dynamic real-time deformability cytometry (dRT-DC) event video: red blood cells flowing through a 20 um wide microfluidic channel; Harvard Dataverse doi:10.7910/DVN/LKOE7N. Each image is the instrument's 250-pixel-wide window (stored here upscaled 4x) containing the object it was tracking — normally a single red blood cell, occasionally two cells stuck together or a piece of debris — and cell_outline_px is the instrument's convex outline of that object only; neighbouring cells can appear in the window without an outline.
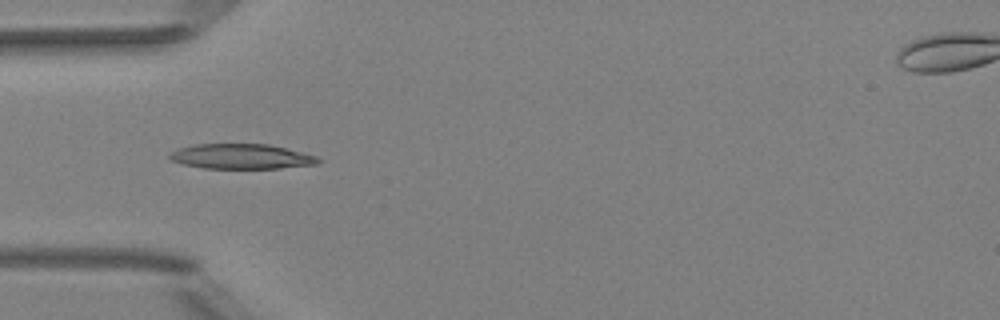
{"species": "Egyptian fruit bat (a non-hibernating species)", "species_latin": "Rousettus aegyptiacus", "temperature_condition": "room temperature", "stored_images_in_passage": 36, "camera_frame_rate_fps": 3000, "um_per_image_px": 0.085, "animal": {"sex": "female"}, "frame": {"image": 1, "passage_image": 1, "time_ms": 0.0, "image_size_px": [1000, 320], "cell_outline_px": [[324, 160], [320, 164], [280, 168], [204, 168], [184, 164], [172, 160], [168, 156], [172, 152], [180, 148], [196, 144], [268, 144], [316, 156]], "centroid_in_image_um": [20.57, 13.3], "position_along_channel_um": 64.4, "area_um2": 21.44}}
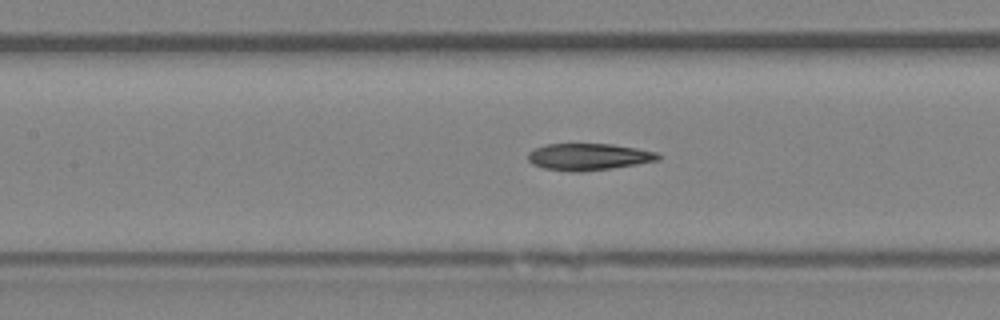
{"frame": {"image": 2, "passage_image": 8, "time_ms": 2.333, "image_size_px": [1000, 320], "cell_outline_px": [[660, 160], [612, 168], [584, 172], [572, 172], [544, 168], [532, 164], [528, 160], [528, 152], [536, 148], [548, 144], [612, 144], [636, 148], [656, 152], [660, 156]], "centroid_in_image_um": [50.02, 13.33], "position_along_channel_um": 157.4, "area_um2": 20.29}}
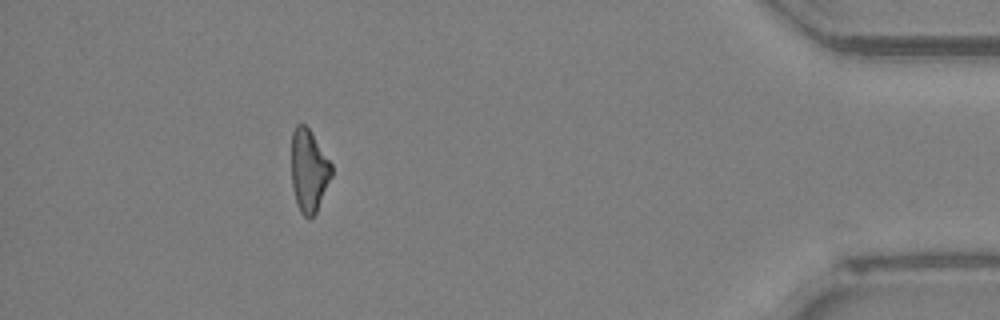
{"frame": {"image": 3, "passage_image": 31, "time_ms": 10.0, "image_size_px": [1000, 320], "cell_outline_px": [[332, 176], [316, 212], [312, 216], [304, 216], [300, 212], [296, 204], [292, 188], [292, 132], [296, 124], [304, 124], [308, 128], [332, 164]], "centroid_in_image_um": [26.24, 14.51], "position_along_channel_um": 409.0, "area_um2": 19.13}}